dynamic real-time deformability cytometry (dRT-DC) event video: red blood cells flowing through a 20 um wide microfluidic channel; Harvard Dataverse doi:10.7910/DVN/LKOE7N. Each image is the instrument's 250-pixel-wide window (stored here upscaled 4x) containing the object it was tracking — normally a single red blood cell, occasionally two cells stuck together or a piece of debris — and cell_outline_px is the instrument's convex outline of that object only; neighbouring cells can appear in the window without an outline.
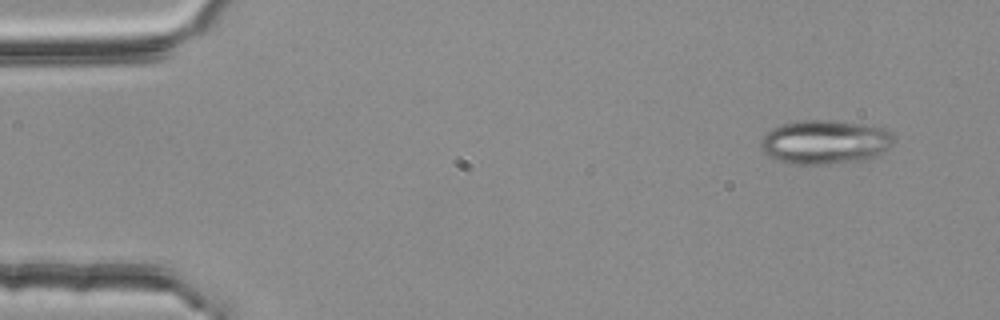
{"species": "common noctule bat (a hibernating species)", "species_latin": "Nyctalus noctula", "temperature_condition": "room temperature", "stored_images_in_passage": 4, "camera_frame_rate_fps": 3000, "um_per_image_px": 0.085, "animal": {"sex": "female", "body_mass_g": 25.1}, "frame": {"image": 1, "passage_image": 1, "time_ms": 0.0, "image_size_px": [1000, 320], "cell_outline_px": [[896, 140], [884, 152], [868, 160], [824, 164], [788, 164], [768, 156], [760, 148], [760, 140], [772, 128], [780, 124], [800, 120], [832, 120], [888, 128]], "centroid_in_image_um": [70.14, 12.07], "position_along_channel_um": 14.9, "area_um2": 34.56}}